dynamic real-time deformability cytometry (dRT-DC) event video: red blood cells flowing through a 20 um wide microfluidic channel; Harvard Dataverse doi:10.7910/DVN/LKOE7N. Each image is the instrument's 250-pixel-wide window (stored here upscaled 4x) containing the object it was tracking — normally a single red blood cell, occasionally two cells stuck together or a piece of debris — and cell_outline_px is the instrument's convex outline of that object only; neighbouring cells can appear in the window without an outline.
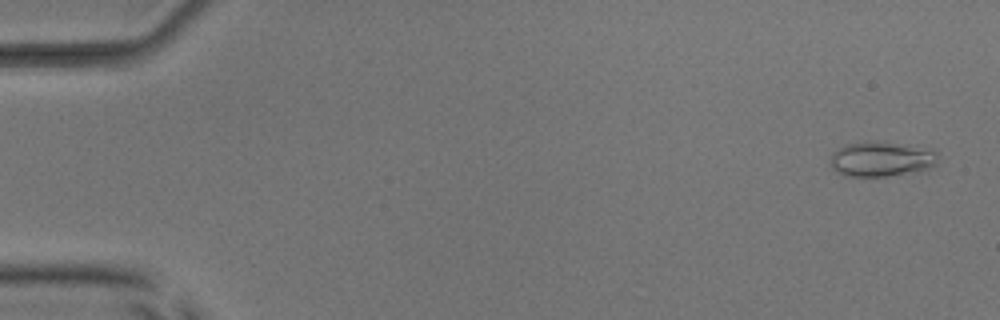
{"species": "common noctule bat (a hibernating species)", "species_latin": "Nyctalus noctula", "temperature_condition": "room temperature", "stored_images_in_passage": 9, "camera_frame_rate_fps": 3000, "um_per_image_px": 0.085, "animal": {"sex": "male", "body_mass_g": 17.9, "forearm_length_mm": 54.2}, "frame": {"image": 1, "passage_image": 2, "time_ms": 0.333, "image_size_px": [1000, 320], "cell_outline_px": [[936, 164], [920, 172], [884, 176], [844, 176], [832, 168], [832, 156], [840, 148], [848, 144], [872, 140], [936, 148]], "centroid_in_image_um": [75.0, 13.51], "position_along_channel_um": 10.0, "area_um2": 22.02}}